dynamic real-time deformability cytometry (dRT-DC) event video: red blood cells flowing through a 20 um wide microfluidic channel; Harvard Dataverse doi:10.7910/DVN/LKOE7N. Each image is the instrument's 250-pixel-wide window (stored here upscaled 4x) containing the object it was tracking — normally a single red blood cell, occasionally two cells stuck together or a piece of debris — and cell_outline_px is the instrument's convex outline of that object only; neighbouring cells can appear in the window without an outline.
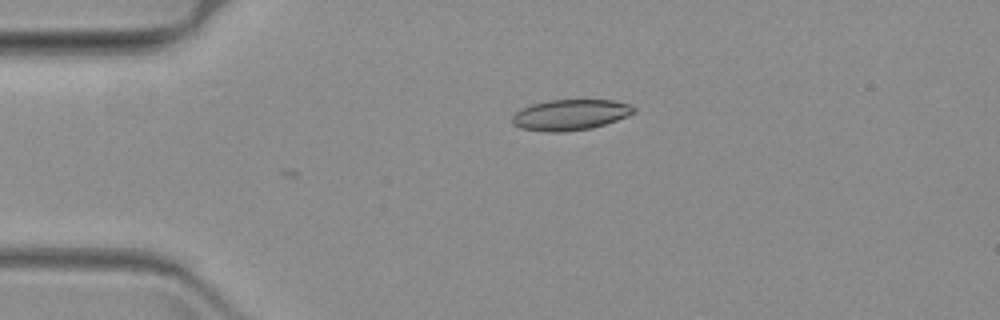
{"species": "common noctule bat (a hibernating species)", "species_latin": "Nyctalus noctula", "temperature_condition": "warm", "stored_images_in_passage": 23, "camera_frame_rate_fps": 3000, "um_per_image_px": 0.085, "animal": {"sex": "female", "body_mass_g": 19.3, "forearm_length_mm": 54.1}, "frame": {"image": 1, "passage_image": 1, "time_ms": 0.0, "image_size_px": [1000, 320], "cell_outline_px": [[636, 112], [616, 120], [592, 128], [564, 132], [548, 132], [520, 128], [512, 120], [512, 116], [520, 108], [532, 104], [548, 100], [612, 100], [628, 104], [636, 108]], "centroid_in_image_um": [48.47, 9.75], "position_along_channel_um": 36.5, "area_um2": 21.68}}
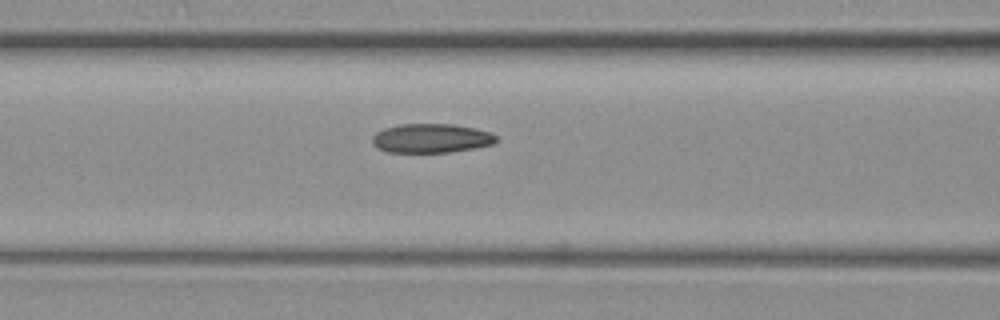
{"frame": {"image": 2, "passage_image": 13, "time_ms": 4.0, "image_size_px": [1000, 320], "cell_outline_px": [[496, 140], [492, 144], [452, 152], [388, 152], [376, 148], [372, 144], [372, 136], [376, 132], [384, 128], [400, 124], [452, 124], [476, 128], [488, 132], [496, 136]], "centroid_in_image_um": [36.59, 11.75], "position_along_channel_um": 130.0, "area_um2": 20.98}}
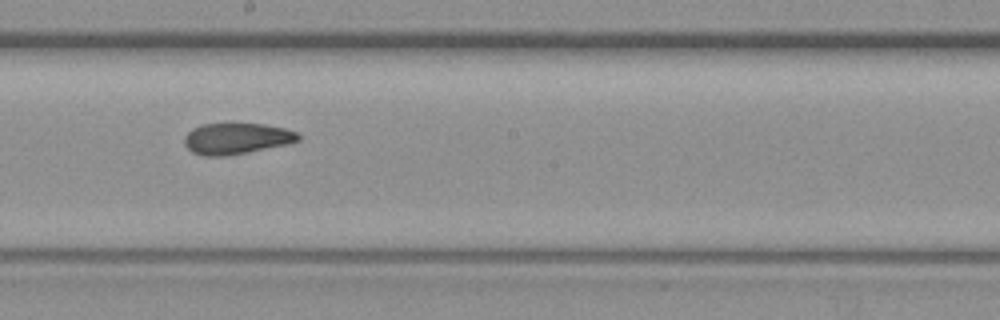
{"frame": {"image": 3, "passage_image": 22, "time_ms": 7.0, "image_size_px": [1000, 320], "cell_outline_px": [[300, 140], [284, 144], [248, 152], [224, 156], [204, 156], [192, 152], [184, 144], [184, 136], [192, 128], [204, 124], [264, 124], [284, 128], [296, 132], [300, 136]], "centroid_in_image_um": [20.06, 11.78], "position_along_channel_um": 228.1, "area_um2": 20.4}}